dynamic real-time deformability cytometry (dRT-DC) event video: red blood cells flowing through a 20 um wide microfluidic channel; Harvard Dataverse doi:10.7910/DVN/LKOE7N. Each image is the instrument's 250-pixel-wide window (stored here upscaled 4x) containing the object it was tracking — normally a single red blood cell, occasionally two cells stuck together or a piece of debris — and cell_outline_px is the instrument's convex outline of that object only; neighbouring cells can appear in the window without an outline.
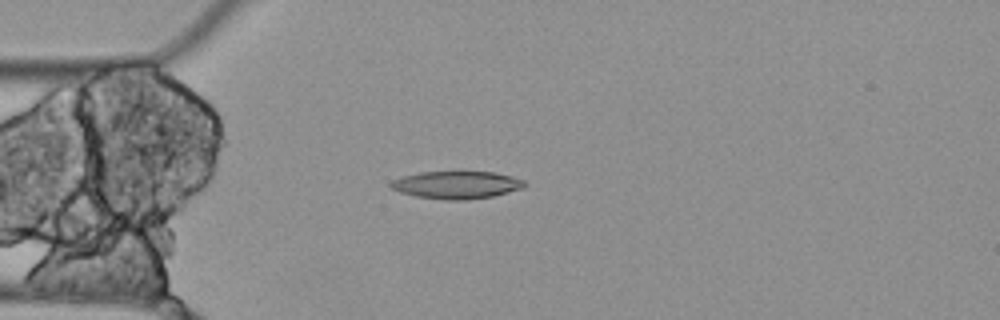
{"species": "Egyptian fruit bat (a non-hibernating species)", "species_latin": "Rousettus aegyptiacus", "temperature_condition": "cold", "stored_images_in_passage": 15, "camera_frame_rate_fps": 3000, "um_per_image_px": 0.085, "animal": {"sex": "female"}, "frame": {"image": 1, "passage_image": 4, "time_ms": 1.0, "image_size_px": [1000, 320], "cell_outline_px": [[524, 188], [492, 196], [464, 200], [448, 200], [416, 196], [400, 192], [392, 188], [388, 184], [392, 180], [404, 176], [420, 172], [464, 168], [496, 172], [512, 176], [524, 180]], "centroid_in_image_um": [38.83, 15.65], "position_along_channel_um": 46.2, "area_um2": 22.43}}
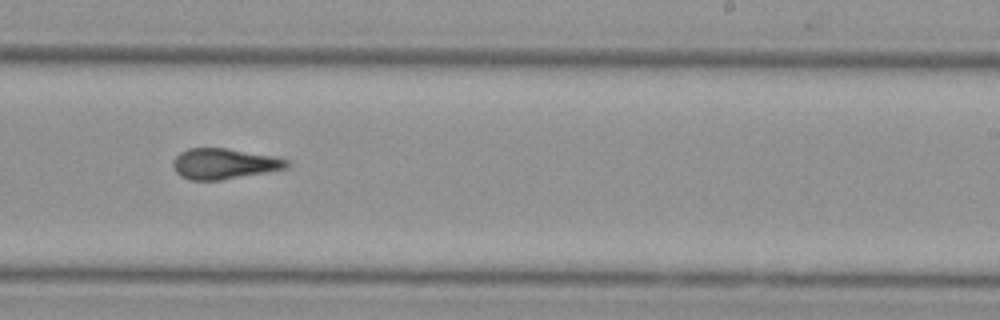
{"frame": {"image": 2, "passage_image": 10, "time_ms": 3.0, "image_size_px": [1000, 320], "cell_outline_px": [[292, 164], [284, 168], [264, 172], [220, 180], [188, 180], [180, 176], [176, 172], [172, 164], [172, 160], [180, 152], [188, 148], [228, 148], [276, 156], [288, 160]], "centroid_in_image_um": [19.02, 13.9], "position_along_channel_um": 270.0, "area_um2": 20.35}}
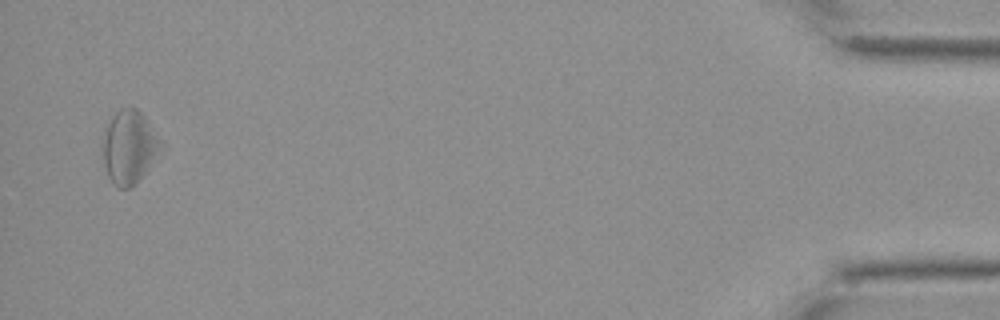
{"frame": {"image": 3, "passage_image": 15, "time_ms": 4.667, "image_size_px": [1000, 320], "cell_outline_px": [[156, 148], [144, 172], [136, 184], [128, 188], [120, 188], [112, 184], [108, 176], [104, 164], [104, 136], [108, 124], [112, 116], [120, 108], [136, 108], [144, 116], [156, 144]], "centroid_in_image_um": [10.84, 12.53], "position_along_channel_um": 424.4, "area_um2": 22.72}}